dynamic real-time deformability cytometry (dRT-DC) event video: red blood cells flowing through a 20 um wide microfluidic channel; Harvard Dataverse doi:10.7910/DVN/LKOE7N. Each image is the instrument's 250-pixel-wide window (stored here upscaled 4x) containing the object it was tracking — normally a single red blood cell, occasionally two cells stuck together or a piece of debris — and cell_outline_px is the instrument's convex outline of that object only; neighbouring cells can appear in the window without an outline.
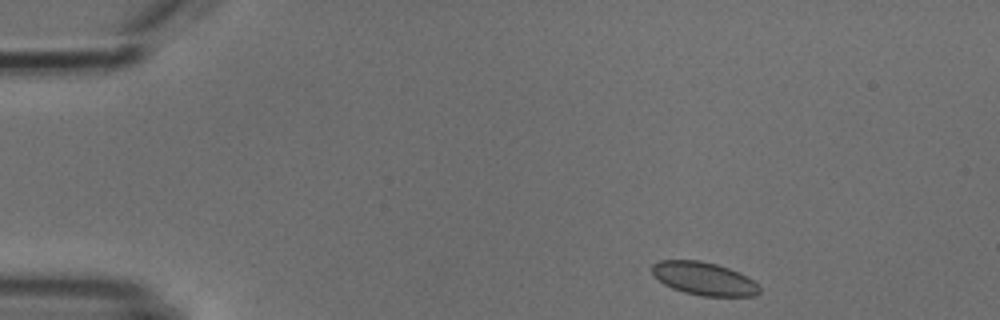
{"species": "common noctule bat (a hibernating species)", "species_latin": "Nyctalus noctula", "temperature_condition": "cold", "stored_images_in_passage": 4, "camera_frame_rate_fps": 3000, "um_per_image_px": 0.085, "animal": {"sex": "male", "body_mass_g": 18.8}, "frame": {"image": 1, "passage_image": 1, "time_ms": 0.0, "image_size_px": [1000, 320], "cell_outline_px": [[760, 292], [756, 296], [700, 296], [684, 292], [672, 288], [664, 284], [652, 272], [652, 264], [660, 260], [700, 260], [716, 264], [728, 268], [748, 276], [760, 288]], "centroid_in_image_um": [59.85, 23.68], "position_along_channel_um": 25.2, "area_um2": 20.63}}
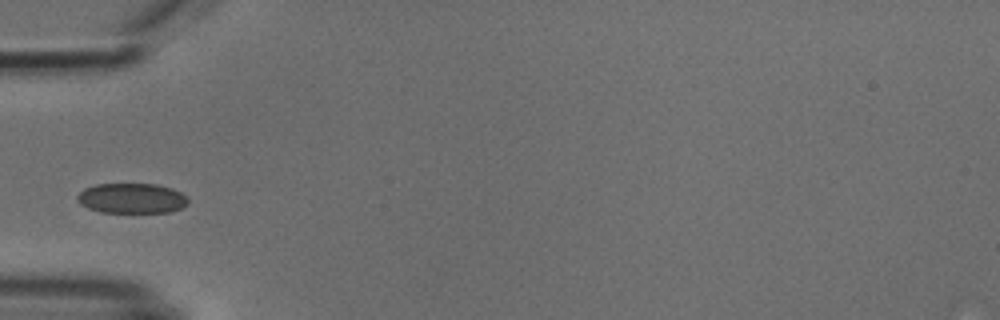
{"frame": {"image": 2, "passage_image": 4, "time_ms": 3.333, "image_size_px": [1000, 320], "cell_outline_px": [[188, 204], [180, 208], [168, 212], [100, 212], [88, 208], [80, 204], [76, 200], [76, 196], [84, 188], [96, 184], [156, 184], [172, 188], [180, 192], [188, 200]], "centroid_in_image_um": [11.16, 16.85], "position_along_channel_um": 73.8, "area_um2": 19.42}}